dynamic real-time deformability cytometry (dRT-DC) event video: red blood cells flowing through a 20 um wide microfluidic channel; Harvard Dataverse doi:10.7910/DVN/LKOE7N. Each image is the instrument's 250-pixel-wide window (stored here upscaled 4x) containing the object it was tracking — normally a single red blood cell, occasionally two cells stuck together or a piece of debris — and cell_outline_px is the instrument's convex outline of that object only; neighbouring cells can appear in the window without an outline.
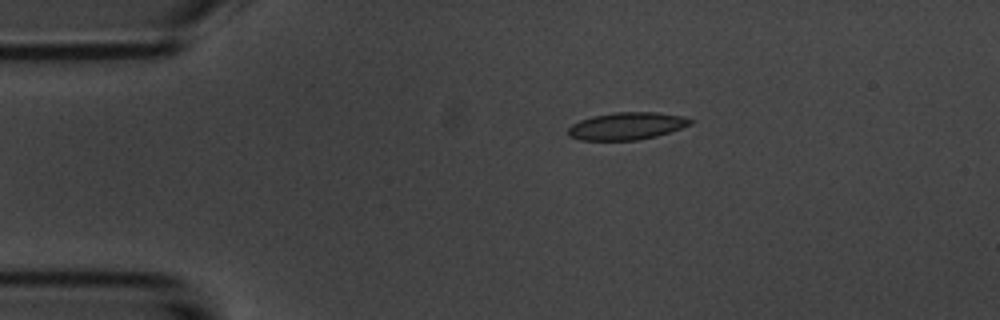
{"species": "common noctule bat (a hibernating species)", "species_latin": "Nyctalus noctula", "temperature_condition": "room temperature", "stored_images_in_passage": 45, "camera_frame_rate_fps": 3000, "um_per_image_px": 0.085, "animal": {"sex": "male", "body_mass_g": 20.1, "forearm_length_mm": 53.5}, "frame": {"image": 1, "passage_image": 1, "time_ms": 0.0, "image_size_px": [1000, 320], "cell_outline_px": [[692, 124], [656, 136], [636, 140], [580, 140], [568, 136], [568, 128], [572, 124], [580, 120], [592, 116], [612, 112], [656, 112], [680, 116], [692, 120]], "centroid_in_image_um": [53.22, 10.71], "position_along_channel_um": 31.8, "area_um2": 19.36}}
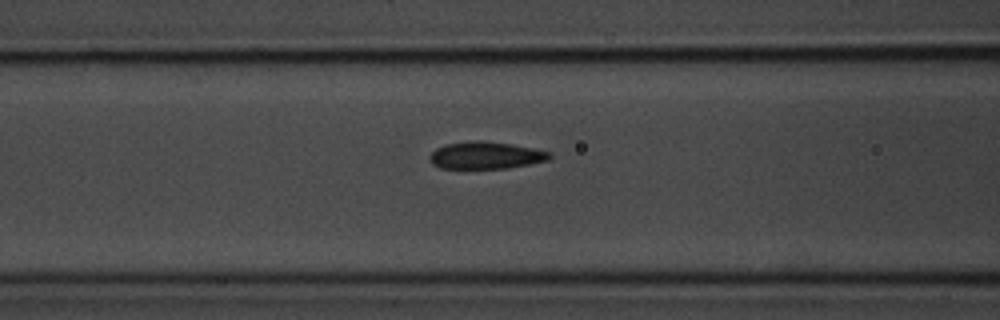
{"frame": {"image": 2, "passage_image": 12, "time_ms": 3.667, "image_size_px": [1000, 320], "cell_outline_px": [[552, 156], [548, 160], [508, 168], [440, 168], [432, 164], [428, 156], [436, 148], [448, 144], [476, 140], [480, 140], [512, 144], [532, 148], [548, 152]], "centroid_in_image_um": [41.26, 13.2], "position_along_channel_um": 125.3, "area_um2": 18.79}}
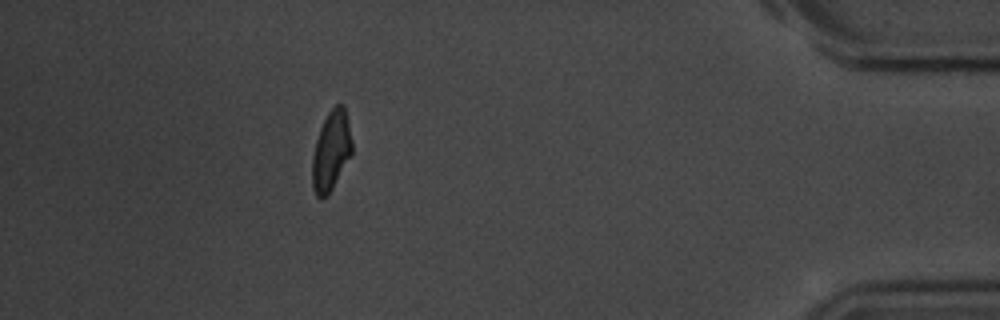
{"frame": {"image": 3, "passage_image": 39, "time_ms": 12.667, "image_size_px": [1000, 320], "cell_outline_px": [[352, 152], [328, 196], [320, 200], [316, 196], [312, 188], [312, 156], [316, 140], [320, 128], [328, 112], [336, 104], [344, 104], [352, 140]], "centroid_in_image_um": [28.13, 12.84], "position_along_channel_um": 407.1, "area_um2": 18.5}, "authors_computed_cell_mechanics": {"area_um2": 19.4786, "velocity_mm_per_s": 3.7083, "shape_relaxation_time_tau1_ms": 5.1238, "shape_relaxation_time_tau2_ms": 2.8898, "deformation_change_tau1": 0.1267, "deformation_change_tau2": 0.0702}}